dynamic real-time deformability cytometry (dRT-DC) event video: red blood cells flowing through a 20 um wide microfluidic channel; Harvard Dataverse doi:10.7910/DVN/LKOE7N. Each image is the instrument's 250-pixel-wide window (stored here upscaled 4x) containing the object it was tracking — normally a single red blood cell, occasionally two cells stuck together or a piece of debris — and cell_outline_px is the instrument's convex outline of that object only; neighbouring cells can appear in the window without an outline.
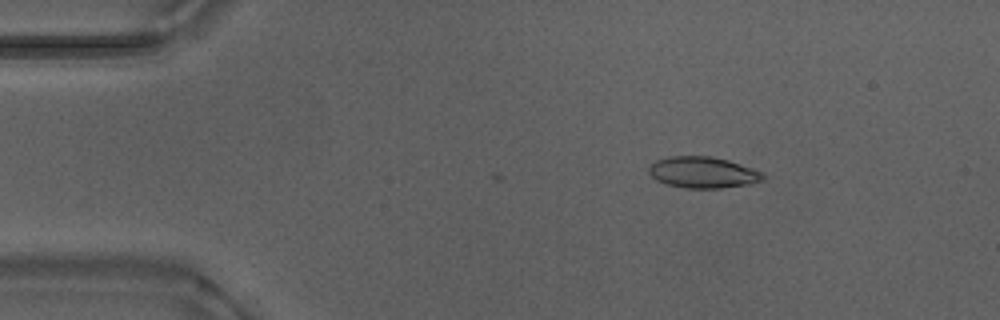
{"species": "Egyptian fruit bat (a non-hibernating species)", "species_latin": "Rousettus aegyptiacus", "temperature_condition": "warm", "stored_images_in_passage": 4, "camera_frame_rate_fps": 3000, "um_per_image_px": 0.085, "animal": {"sex": "male"}, "frame": {"image": 1, "passage_image": 4, "time_ms": 1.0, "image_size_px": [1000, 320], "cell_outline_px": [[764, 180], [752, 184], [720, 188], [684, 188], [668, 184], [656, 180], [648, 172], [648, 168], [656, 160], [668, 156], [712, 156], [728, 160], [764, 172]], "centroid_in_image_um": [59.77, 14.65], "position_along_channel_um": 25.2, "area_um2": 20.92}}